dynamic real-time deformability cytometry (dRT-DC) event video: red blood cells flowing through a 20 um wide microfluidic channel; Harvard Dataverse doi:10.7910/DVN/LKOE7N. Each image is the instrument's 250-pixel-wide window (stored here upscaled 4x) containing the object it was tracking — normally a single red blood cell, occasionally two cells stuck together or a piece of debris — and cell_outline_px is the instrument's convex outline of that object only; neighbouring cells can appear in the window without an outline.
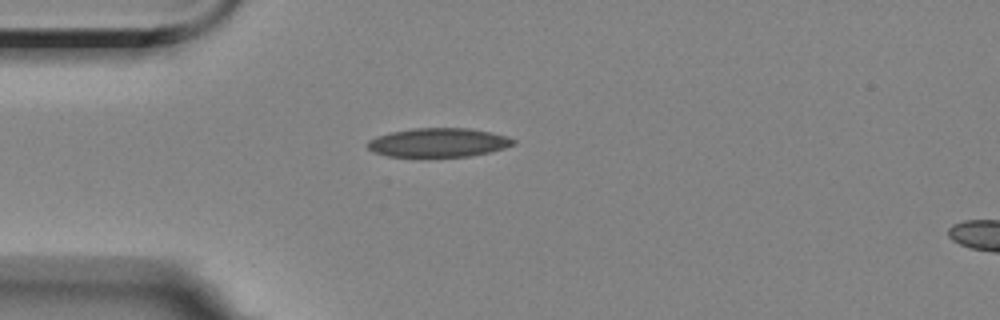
{"species": "Egyptian fruit bat (a non-hibernating species)", "species_latin": "Rousettus aegyptiacus", "temperature_condition": "room temperature", "stored_images_in_passage": 2, "camera_frame_rate_fps": 3000, "um_per_image_px": 0.085, "animal": {"sex": "female"}, "frame": {"image": 1, "passage_image": 1, "time_ms": 0.0, "image_size_px": [1000, 320], "cell_outline_px": [[516, 144], [504, 148], [472, 156], [388, 156], [376, 152], [368, 148], [368, 140], [376, 136], [392, 132], [416, 128], [468, 128], [508, 136], [516, 140]], "centroid_in_image_um": [37.3, 12.11], "position_along_channel_um": 47.7, "area_um2": 24.28}}